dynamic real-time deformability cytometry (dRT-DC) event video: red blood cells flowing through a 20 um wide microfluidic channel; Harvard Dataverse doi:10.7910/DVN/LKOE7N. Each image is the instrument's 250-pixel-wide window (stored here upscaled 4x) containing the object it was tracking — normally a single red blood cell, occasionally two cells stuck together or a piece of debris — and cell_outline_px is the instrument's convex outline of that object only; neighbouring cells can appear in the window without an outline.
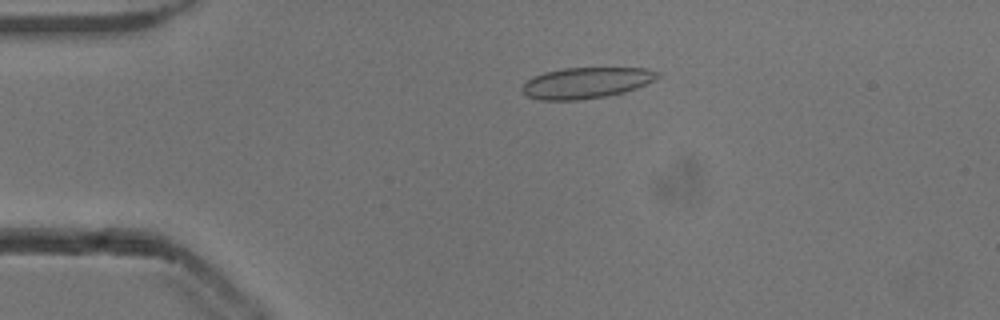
{"species": "common noctule bat (a hibernating species)", "species_latin": "Nyctalus noctula", "temperature_condition": "cold", "stored_images_in_passage": 44, "camera_frame_rate_fps": 3000, "um_per_image_px": 0.085, "animal": {"sex": "male", "body_mass_g": 13.3}, "frame": {"image": 1, "passage_image": 1, "time_ms": 0.0, "image_size_px": [1000, 320], "cell_outline_px": [[660, 76], [656, 80], [636, 88], [624, 92], [604, 96], [576, 100], [540, 100], [528, 96], [520, 88], [532, 76], [544, 72], [564, 68], [644, 68], [660, 72]], "centroid_in_image_um": [49.84, 7.03], "position_along_channel_um": 35.2, "area_um2": 24.39}}
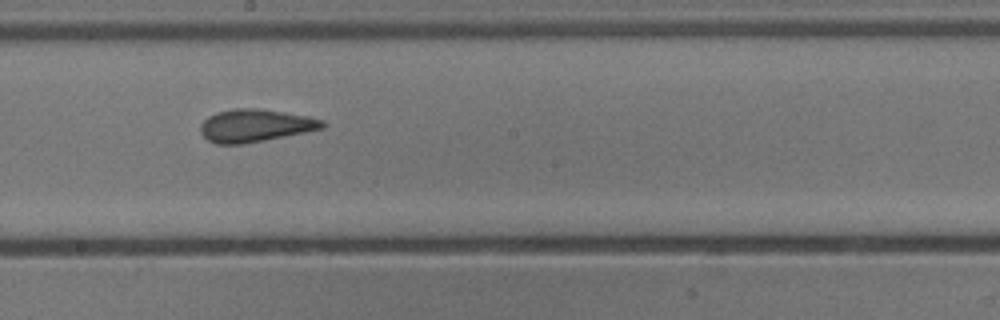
{"frame": {"image": 2, "passage_image": 19, "time_ms": 6.0, "image_size_px": [1000, 320], "cell_outline_px": [[328, 124], [324, 128], [244, 144], [216, 144], [208, 140], [200, 132], [200, 124], [208, 116], [216, 112], [236, 108], [256, 108], [284, 112], [308, 116], [324, 120]], "centroid_in_image_um": [21.69, 10.67], "position_along_channel_um": 226.5, "area_um2": 23.24}}
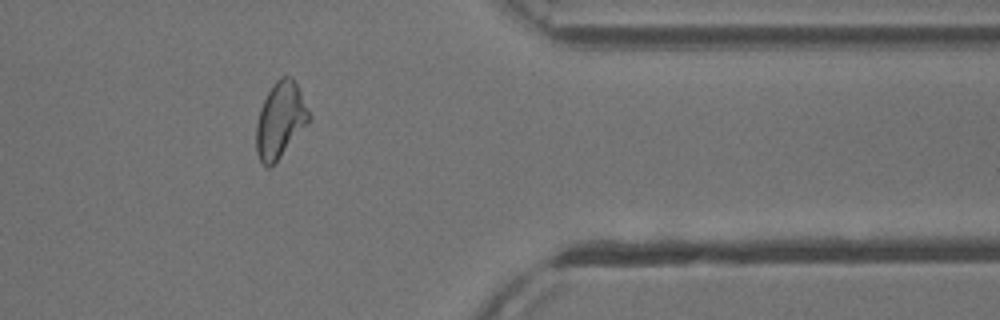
{"frame": {"image": 3, "passage_image": 33, "time_ms": 10.667, "image_size_px": [1000, 320], "cell_outline_px": [[312, 120], [276, 160], [268, 168], [260, 160], [256, 152], [256, 124], [260, 108], [272, 84], [280, 76], [288, 76], [296, 84], [312, 116]], "centroid_in_image_um": [23.83, 10.19], "position_along_channel_um": 387.6, "area_um2": 23.0}, "authors_computed_cell_mechanics": {"area_um2": 23.0333, "velocity_mm_per_s": 3.8497, "shape_relaxation_time_tau1_ms": 8.6354, "shape_relaxation_time_tau2_ms": 1.6028, "deformation_change_tau1": 0.1779, "deformation_change_tau2": 0.0948}}